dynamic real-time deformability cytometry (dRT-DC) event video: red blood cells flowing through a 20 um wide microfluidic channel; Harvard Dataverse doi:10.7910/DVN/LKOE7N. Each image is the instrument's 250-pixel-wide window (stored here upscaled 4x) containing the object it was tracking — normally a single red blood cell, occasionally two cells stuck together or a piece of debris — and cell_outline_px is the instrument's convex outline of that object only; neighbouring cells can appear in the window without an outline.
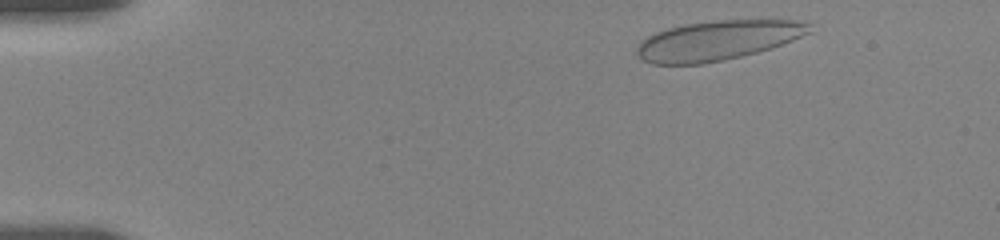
{"species": "human", "species_latin": "Homo sapiens", "temperature_condition": "room temperature", "stored_images_in_passage": 14, "camera_frame_rate_fps": 3000, "um_per_image_px": 0.085, "donor": {"sex": "female"}, "frame": {"image": 1, "passage_image": 3, "time_ms": 0.667, "image_size_px": [1000, 240], "cell_outline_px": [[812, 32], [772, 48], [724, 60], [704, 64], [652, 64], [644, 60], [636, 52], [636, 48], [640, 40], [656, 32], [668, 28], [684, 24], [712, 20], [792, 20], [812, 24]], "centroid_in_image_um": [60.99, 3.43], "position_along_channel_um": 24.0, "area_um2": 39.88}}